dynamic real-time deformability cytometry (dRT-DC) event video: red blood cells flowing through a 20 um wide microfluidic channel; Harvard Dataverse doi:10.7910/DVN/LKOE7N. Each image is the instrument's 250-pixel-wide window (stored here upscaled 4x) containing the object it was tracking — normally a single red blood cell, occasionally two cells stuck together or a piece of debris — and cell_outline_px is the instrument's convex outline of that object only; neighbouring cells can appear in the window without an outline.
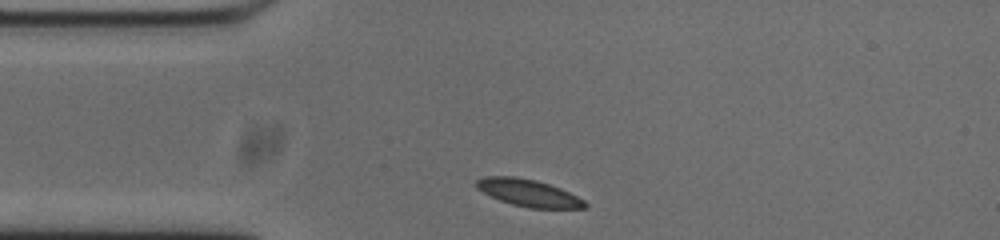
{"species": "common noctule bat (a hibernating species)", "species_latin": "Nyctalus noctula", "temperature_condition": "cold", "stored_images_in_passage": 32, "camera_frame_rate_fps": 3000, "um_per_image_px": 0.085, "animal": {"sex": "male", "body_mass_g": 20.0, "forearm_length_mm": 53.3}, "frame": {"image": 1, "passage_image": 1, "time_ms": 0.0, "image_size_px": [1000, 240], "cell_outline_px": [[588, 204], [584, 208], [528, 208], [512, 204], [500, 200], [476, 188], [476, 180], [484, 176], [516, 176], [536, 180], [560, 188], [584, 200]], "centroid_in_image_um": [44.91, 16.39], "position_along_channel_um": 40.1, "area_um2": 16.99}}
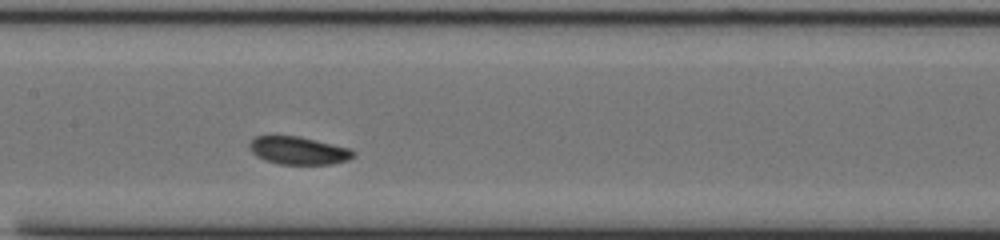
{"frame": {"image": 2, "passage_image": 14, "time_ms": 4.333, "image_size_px": [1000, 240], "cell_outline_px": [[356, 156], [348, 160], [332, 164], [280, 164], [264, 160], [256, 156], [248, 148], [248, 144], [256, 136], [300, 136], [352, 148], [356, 152]], "centroid_in_image_um": [25.41, 12.8], "position_along_channel_um": 182.0, "area_um2": 17.11}}
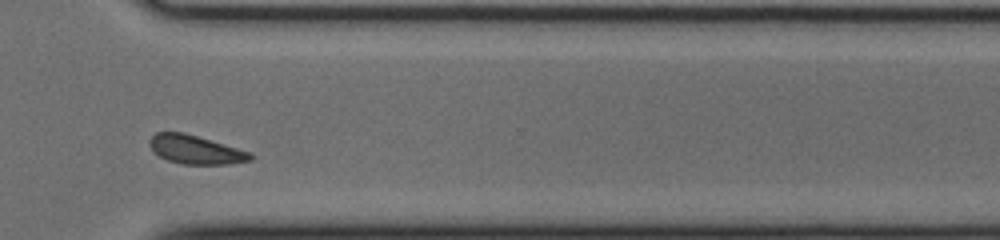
{"frame": {"image": 3, "passage_image": 28, "time_ms": 9.0, "image_size_px": [1000, 240], "cell_outline_px": [[252, 160], [228, 164], [180, 164], [168, 160], [160, 156], [148, 144], [148, 140], [156, 132], [184, 132], [252, 152]], "centroid_in_image_um": [16.63, 12.71], "position_along_channel_um": 354.0, "area_um2": 16.82}, "authors_computed_cell_mechanics": {"area_um2": 17.1088, "velocity_mm_per_s": 3.679, "shape_relaxation_time_tau1_ms": 2.4428, "shape_relaxation_time_tau2_ms": null, "deformation_change_tau1": 0.0798, "deformation_change_tau2": null}}